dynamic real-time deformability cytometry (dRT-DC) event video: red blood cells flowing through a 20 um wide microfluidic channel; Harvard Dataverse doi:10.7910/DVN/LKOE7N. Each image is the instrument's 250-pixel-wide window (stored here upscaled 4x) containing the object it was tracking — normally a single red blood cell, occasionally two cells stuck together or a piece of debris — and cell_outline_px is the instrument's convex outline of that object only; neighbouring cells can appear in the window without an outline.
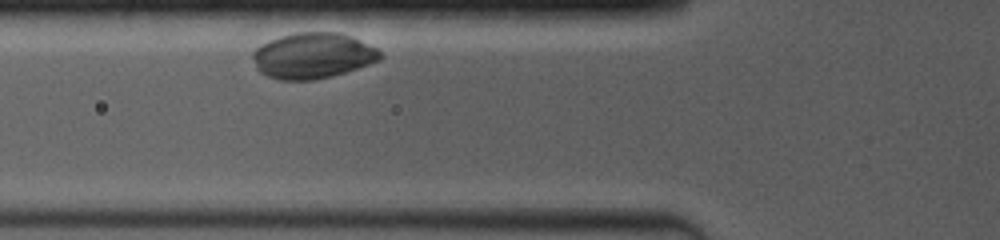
{"species": "common noctule bat (a hibernating species)", "species_latin": "Nyctalus noctula", "temperature_condition": "room temperature", "stored_images_in_passage": 10, "camera_frame_rate_fps": 4000, "um_per_image_px": 0.085, "animal": {"sex": "female", "body_mass_g": 19.0, "forearm_length_mm": 53.3}, "frame": {"image": 1, "passage_image": 4, "time_ms": 1.0, "image_size_px": [1000, 240], "cell_outline_px": [[384, 56], [380, 60], [332, 76], [316, 80], [280, 80], [268, 76], [260, 72], [256, 68], [252, 56], [252, 52], [260, 44], [280, 36], [296, 32], [340, 32], [376, 48]], "centroid_in_image_um": [26.55, 4.73], "position_along_channel_um": 99.2, "area_um2": 33.87}}